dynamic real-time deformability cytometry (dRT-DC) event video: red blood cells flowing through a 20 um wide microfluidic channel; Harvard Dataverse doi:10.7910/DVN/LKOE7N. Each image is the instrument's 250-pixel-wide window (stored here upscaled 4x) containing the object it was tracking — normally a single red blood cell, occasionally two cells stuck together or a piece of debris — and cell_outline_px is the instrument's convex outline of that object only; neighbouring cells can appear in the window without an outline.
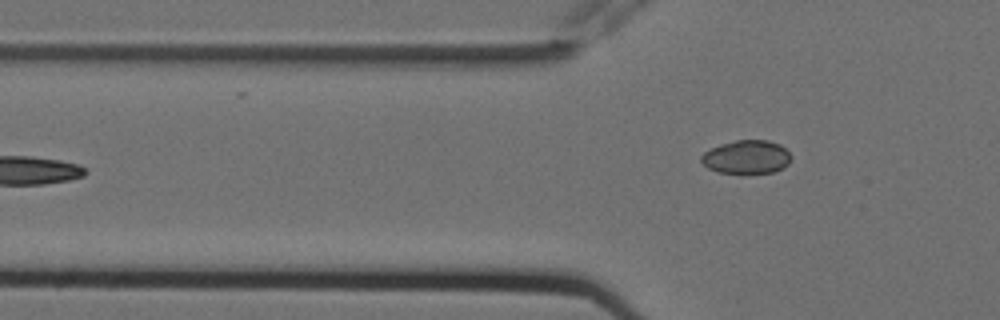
{"species": "Egyptian fruit bat (a non-hibernating species)", "species_latin": "Rousettus aegyptiacus", "temperature_condition": "cold", "stored_images_in_passage": 7, "camera_frame_rate_fps": 3000, "um_per_image_px": 0.085, "animal": {"sex": "female"}, "frame": {"image": 1, "passage_image": 7, "time_ms": 2.0, "image_size_px": [1000, 320], "cell_outline_px": [[792, 160], [784, 168], [772, 172], [720, 172], [708, 168], [700, 160], [700, 156], [704, 152], [720, 144], [736, 140], [768, 140], [780, 144], [792, 156]], "centroid_in_image_um": [63.48, 13.33], "position_along_channel_um": 62.3, "area_um2": 17.4}}